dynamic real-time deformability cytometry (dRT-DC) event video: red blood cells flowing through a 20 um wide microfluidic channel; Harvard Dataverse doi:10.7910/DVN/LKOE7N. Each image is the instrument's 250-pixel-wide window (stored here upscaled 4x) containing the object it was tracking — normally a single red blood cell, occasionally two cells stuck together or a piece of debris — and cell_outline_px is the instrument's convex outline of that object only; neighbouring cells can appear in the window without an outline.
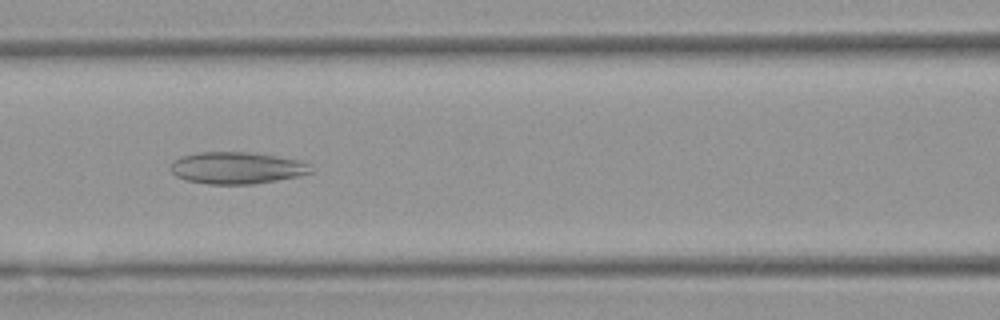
{"species": "Egyptian fruit bat (a non-hibernating species)", "species_latin": "Rousettus aegyptiacus", "temperature_condition": "warm", "stored_images_in_passage": 50, "camera_frame_rate_fps": 3000, "um_per_image_px": 0.085, "animal": {"sex": "female"}, "frame": {"image": 1, "passage_image": 21, "time_ms": 6.667, "image_size_px": [1000, 320], "cell_outline_px": [[312, 172], [300, 176], [256, 184], [208, 184], [184, 180], [176, 176], [168, 168], [180, 156], [200, 152], [252, 152], [300, 160], [308, 164]], "centroid_in_image_um": [20.12, 14.28], "position_along_channel_um": 146.5, "area_um2": 26.18}}
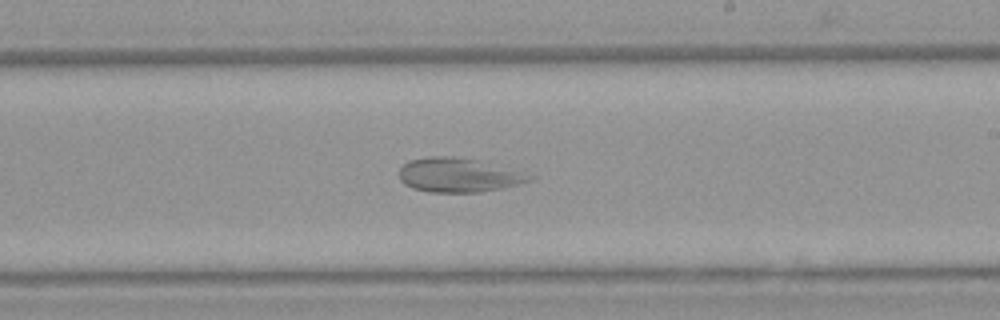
{"frame": {"image": 2, "passage_image": 29, "time_ms": 9.333, "image_size_px": [1000, 320], "cell_outline_px": [[536, 176], [532, 180], [504, 188], [480, 192], [428, 192], [412, 188], [404, 184], [400, 180], [400, 168], [408, 160], [428, 156], [452, 156], [476, 160]], "centroid_in_image_um": [38.94, 14.89], "position_along_channel_um": 250.1, "area_um2": 25.84}}
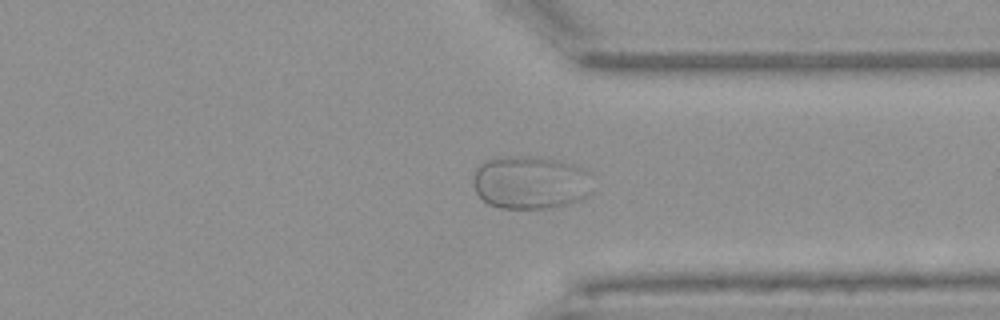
{"frame": {"image": 3, "passage_image": 38, "time_ms": 12.333, "image_size_px": [1000, 320], "cell_outline_px": [[592, 192], [588, 196], [572, 204], [556, 208], [500, 208], [488, 204], [476, 192], [476, 168], [484, 160], [508, 156], [528, 156], [556, 160], [572, 164], [584, 168], [588, 172]], "centroid_in_image_um": [45.14, 15.53], "position_along_channel_um": 366.3, "area_um2": 37.05}}